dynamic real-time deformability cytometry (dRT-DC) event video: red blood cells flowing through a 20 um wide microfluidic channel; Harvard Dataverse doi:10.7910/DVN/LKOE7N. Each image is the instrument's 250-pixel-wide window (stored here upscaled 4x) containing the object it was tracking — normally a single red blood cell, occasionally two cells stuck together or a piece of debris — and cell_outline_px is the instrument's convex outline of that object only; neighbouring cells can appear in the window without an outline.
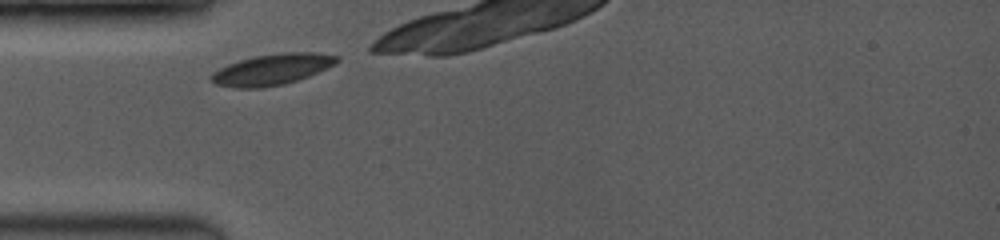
{"species": "common noctule bat (a hibernating species)", "species_latin": "Nyctalus noctula", "temperature_condition": "room temperature", "stored_images_in_passage": 33, "camera_frame_rate_fps": 3500, "um_per_image_px": 0.085, "animal": {"sex": "female", "body_mass_g": 19.0, "forearm_length_mm": 53.3}, "frame": {"image": 1, "passage_image": 1, "time_ms": 0.0, "image_size_px": [1000, 240], "cell_outline_px": [[340, 60], [336, 64], [308, 76], [284, 84], [264, 88], [236, 88], [216, 84], [212, 80], [212, 72], [228, 64], [240, 60], [256, 56], [284, 52], [312, 52], [340, 56]], "centroid_in_image_um": [23.16, 5.9], "position_along_channel_um": 61.8, "area_um2": 22.54}}
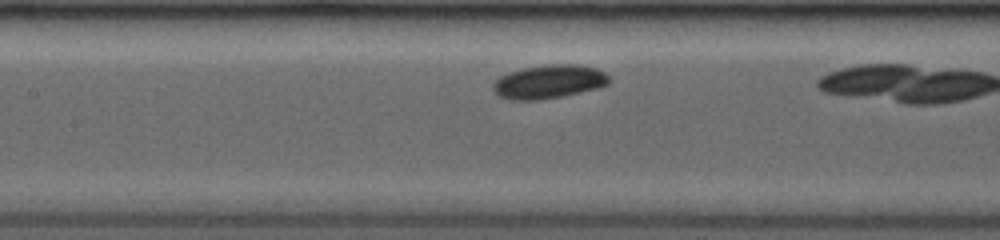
{"frame": {"image": 2, "passage_image": 11, "time_ms": 2.571, "image_size_px": [1000, 240], "cell_outline_px": [[612, 80], [608, 84], [596, 88], [564, 96], [540, 100], [508, 100], [500, 96], [492, 88], [492, 84], [500, 76], [508, 72], [524, 68], [548, 64], [580, 64], [596, 68], [604, 72]], "centroid_in_image_um": [46.66, 6.94], "position_along_channel_um": 160.7, "area_um2": 22.89}}
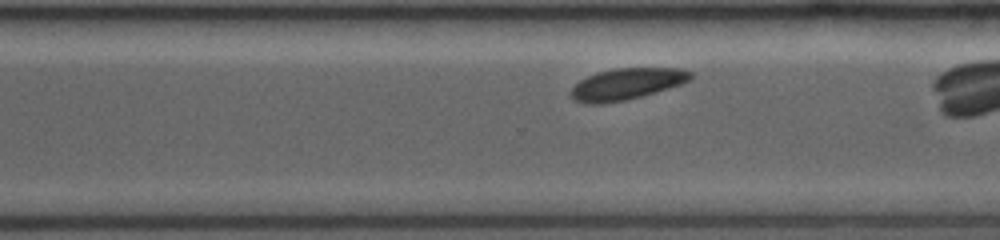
{"frame": {"image": 3, "passage_image": 26, "time_ms": 6.571, "image_size_px": [1000, 240], "cell_outline_px": [[692, 76], [688, 80], [680, 84], [668, 88], [640, 96], [624, 100], [604, 104], [584, 104], [576, 100], [572, 96], [572, 88], [580, 80], [596, 72], [616, 68], [680, 68], [692, 72]], "centroid_in_image_um": [53.25, 7.13], "position_along_channel_um": 317.4, "area_um2": 21.62}}